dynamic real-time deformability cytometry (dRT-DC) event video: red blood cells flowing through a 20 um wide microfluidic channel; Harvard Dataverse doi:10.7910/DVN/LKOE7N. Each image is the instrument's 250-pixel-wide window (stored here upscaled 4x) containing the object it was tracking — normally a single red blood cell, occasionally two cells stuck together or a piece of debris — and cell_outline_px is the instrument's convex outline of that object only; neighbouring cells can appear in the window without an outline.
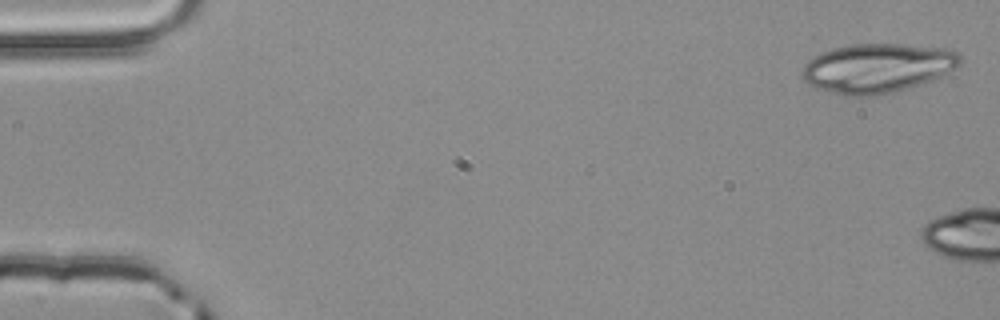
{"species": "common noctule bat (a hibernating species)", "species_latin": "Nyctalus noctula", "temperature_condition": "room temperature", "stored_images_in_passage": 2, "camera_frame_rate_fps": 3000, "um_per_image_px": 0.085, "animal": {"sex": "male", "body_mass_g": 20.4}, "frame": {"image": 1, "passage_image": 1, "time_ms": 0.0, "image_size_px": [1000, 320], "cell_outline_px": [[960, 64], [956, 68], [940, 76], [920, 84], [872, 96], [844, 96], [816, 88], [808, 84], [800, 76], [800, 72], [804, 64], [812, 56], [848, 44], [900, 44], [948, 48], [960, 52]], "centroid_in_image_um": [74.54, 5.78], "position_along_channel_um": 10.5, "area_um2": 45.37}}